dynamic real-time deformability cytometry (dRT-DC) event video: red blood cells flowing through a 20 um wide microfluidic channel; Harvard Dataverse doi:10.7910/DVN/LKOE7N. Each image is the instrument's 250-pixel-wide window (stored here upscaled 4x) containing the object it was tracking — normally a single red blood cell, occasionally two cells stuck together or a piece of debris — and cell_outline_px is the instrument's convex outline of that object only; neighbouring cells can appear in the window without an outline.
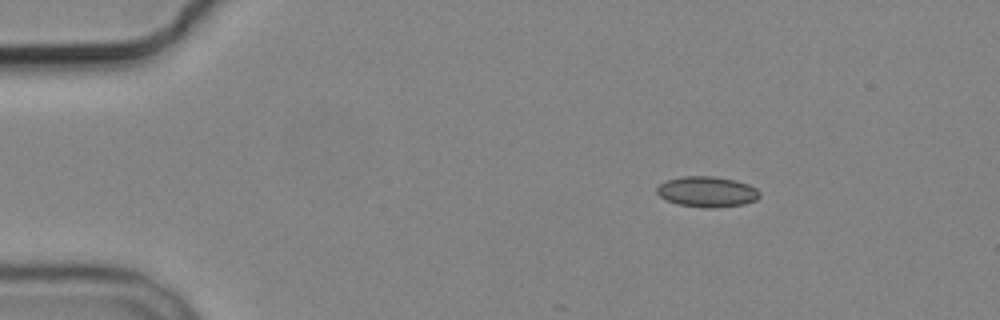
{"species": "common noctule bat (a hibernating species)", "species_latin": "Nyctalus noctula", "temperature_condition": "cold", "stored_images_in_passage": 4, "camera_frame_rate_fps": 3000, "um_per_image_px": 0.085, "animal": {"sex": "male", "body_mass_g": 19.2, "forearm_length_mm": 51.8}, "frame": {"image": 1, "passage_image": 2, "time_ms": 1.0, "image_size_px": [1000, 320], "cell_outline_px": [[760, 196], [756, 200], [744, 204], [712, 208], [704, 208], [680, 204], [668, 200], [660, 196], [656, 192], [656, 188], [660, 184], [668, 180], [680, 176], [712, 176], [736, 180], [748, 184], [756, 188], [760, 192]], "centroid_in_image_um": [60.12, 16.29], "position_along_channel_um": 24.9, "area_um2": 18.26}}